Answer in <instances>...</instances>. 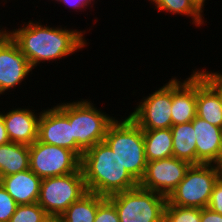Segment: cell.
Listing matches in <instances>:
<instances>
[{
	"mask_svg": "<svg viewBox=\"0 0 222 222\" xmlns=\"http://www.w3.org/2000/svg\"><path fill=\"white\" fill-rule=\"evenodd\" d=\"M201 209L196 207H179L168 201L164 208V222H201Z\"/></svg>",
	"mask_w": 222,
	"mask_h": 222,
	"instance_id": "cell-23",
	"label": "cell"
},
{
	"mask_svg": "<svg viewBox=\"0 0 222 222\" xmlns=\"http://www.w3.org/2000/svg\"><path fill=\"white\" fill-rule=\"evenodd\" d=\"M219 177L220 168L217 165H191L167 201L179 207L207 208Z\"/></svg>",
	"mask_w": 222,
	"mask_h": 222,
	"instance_id": "cell-5",
	"label": "cell"
},
{
	"mask_svg": "<svg viewBox=\"0 0 222 222\" xmlns=\"http://www.w3.org/2000/svg\"><path fill=\"white\" fill-rule=\"evenodd\" d=\"M196 116L222 128V100L217 91L197 71Z\"/></svg>",
	"mask_w": 222,
	"mask_h": 222,
	"instance_id": "cell-17",
	"label": "cell"
},
{
	"mask_svg": "<svg viewBox=\"0 0 222 222\" xmlns=\"http://www.w3.org/2000/svg\"><path fill=\"white\" fill-rule=\"evenodd\" d=\"M94 222H120L114 204L107 197L98 195V208Z\"/></svg>",
	"mask_w": 222,
	"mask_h": 222,
	"instance_id": "cell-25",
	"label": "cell"
},
{
	"mask_svg": "<svg viewBox=\"0 0 222 222\" xmlns=\"http://www.w3.org/2000/svg\"><path fill=\"white\" fill-rule=\"evenodd\" d=\"M201 222H222V215L213 212L208 207L201 209Z\"/></svg>",
	"mask_w": 222,
	"mask_h": 222,
	"instance_id": "cell-30",
	"label": "cell"
},
{
	"mask_svg": "<svg viewBox=\"0 0 222 222\" xmlns=\"http://www.w3.org/2000/svg\"><path fill=\"white\" fill-rule=\"evenodd\" d=\"M41 112L38 123V141L73 151L80 159L84 151L73 138L69 119L54 105Z\"/></svg>",
	"mask_w": 222,
	"mask_h": 222,
	"instance_id": "cell-11",
	"label": "cell"
},
{
	"mask_svg": "<svg viewBox=\"0 0 222 222\" xmlns=\"http://www.w3.org/2000/svg\"><path fill=\"white\" fill-rule=\"evenodd\" d=\"M20 28L12 29V40L26 56L31 67L40 63L65 59L87 46L86 30L65 27H50L46 24L28 21Z\"/></svg>",
	"mask_w": 222,
	"mask_h": 222,
	"instance_id": "cell-1",
	"label": "cell"
},
{
	"mask_svg": "<svg viewBox=\"0 0 222 222\" xmlns=\"http://www.w3.org/2000/svg\"><path fill=\"white\" fill-rule=\"evenodd\" d=\"M29 169L41 179L77 172L81 159L71 150L36 140L29 145Z\"/></svg>",
	"mask_w": 222,
	"mask_h": 222,
	"instance_id": "cell-8",
	"label": "cell"
},
{
	"mask_svg": "<svg viewBox=\"0 0 222 222\" xmlns=\"http://www.w3.org/2000/svg\"><path fill=\"white\" fill-rule=\"evenodd\" d=\"M56 107L69 119L73 138L84 152L104 141L108 126L116 119L98 109L90 99L63 102Z\"/></svg>",
	"mask_w": 222,
	"mask_h": 222,
	"instance_id": "cell-4",
	"label": "cell"
},
{
	"mask_svg": "<svg viewBox=\"0 0 222 222\" xmlns=\"http://www.w3.org/2000/svg\"><path fill=\"white\" fill-rule=\"evenodd\" d=\"M155 9L170 14H178L192 18V24L196 27L204 25L203 14L189 0H148ZM203 17V18H202Z\"/></svg>",
	"mask_w": 222,
	"mask_h": 222,
	"instance_id": "cell-22",
	"label": "cell"
},
{
	"mask_svg": "<svg viewBox=\"0 0 222 222\" xmlns=\"http://www.w3.org/2000/svg\"><path fill=\"white\" fill-rule=\"evenodd\" d=\"M55 1L59 2V4L60 3L64 4L65 7L68 6V8H71V9L75 10L76 12H78L77 10H80L81 12H84V10H85L84 8H86V9L88 7L92 8L94 3H95L94 2L95 0H55Z\"/></svg>",
	"mask_w": 222,
	"mask_h": 222,
	"instance_id": "cell-29",
	"label": "cell"
},
{
	"mask_svg": "<svg viewBox=\"0 0 222 222\" xmlns=\"http://www.w3.org/2000/svg\"><path fill=\"white\" fill-rule=\"evenodd\" d=\"M80 168L88 192L109 197L138 187L105 141L95 144L81 157Z\"/></svg>",
	"mask_w": 222,
	"mask_h": 222,
	"instance_id": "cell-2",
	"label": "cell"
},
{
	"mask_svg": "<svg viewBox=\"0 0 222 222\" xmlns=\"http://www.w3.org/2000/svg\"><path fill=\"white\" fill-rule=\"evenodd\" d=\"M219 179L222 181V169H220V177Z\"/></svg>",
	"mask_w": 222,
	"mask_h": 222,
	"instance_id": "cell-36",
	"label": "cell"
},
{
	"mask_svg": "<svg viewBox=\"0 0 222 222\" xmlns=\"http://www.w3.org/2000/svg\"><path fill=\"white\" fill-rule=\"evenodd\" d=\"M29 166V145L11 141L0 145V179L28 170Z\"/></svg>",
	"mask_w": 222,
	"mask_h": 222,
	"instance_id": "cell-18",
	"label": "cell"
},
{
	"mask_svg": "<svg viewBox=\"0 0 222 222\" xmlns=\"http://www.w3.org/2000/svg\"><path fill=\"white\" fill-rule=\"evenodd\" d=\"M115 206L120 222H164L167 198L141 187L107 197Z\"/></svg>",
	"mask_w": 222,
	"mask_h": 222,
	"instance_id": "cell-6",
	"label": "cell"
},
{
	"mask_svg": "<svg viewBox=\"0 0 222 222\" xmlns=\"http://www.w3.org/2000/svg\"><path fill=\"white\" fill-rule=\"evenodd\" d=\"M18 204L0 184V222H9Z\"/></svg>",
	"mask_w": 222,
	"mask_h": 222,
	"instance_id": "cell-26",
	"label": "cell"
},
{
	"mask_svg": "<svg viewBox=\"0 0 222 222\" xmlns=\"http://www.w3.org/2000/svg\"><path fill=\"white\" fill-rule=\"evenodd\" d=\"M42 179L30 169L4 176L0 184L18 205L33 204L38 201Z\"/></svg>",
	"mask_w": 222,
	"mask_h": 222,
	"instance_id": "cell-16",
	"label": "cell"
},
{
	"mask_svg": "<svg viewBox=\"0 0 222 222\" xmlns=\"http://www.w3.org/2000/svg\"><path fill=\"white\" fill-rule=\"evenodd\" d=\"M196 70L202 75V77L217 91L222 100V72L203 70V68Z\"/></svg>",
	"mask_w": 222,
	"mask_h": 222,
	"instance_id": "cell-27",
	"label": "cell"
},
{
	"mask_svg": "<svg viewBox=\"0 0 222 222\" xmlns=\"http://www.w3.org/2000/svg\"><path fill=\"white\" fill-rule=\"evenodd\" d=\"M8 111L1 113L10 141L32 145L38 139V123L42 111L35 113L28 107L23 109L13 107Z\"/></svg>",
	"mask_w": 222,
	"mask_h": 222,
	"instance_id": "cell-14",
	"label": "cell"
},
{
	"mask_svg": "<svg viewBox=\"0 0 222 222\" xmlns=\"http://www.w3.org/2000/svg\"><path fill=\"white\" fill-rule=\"evenodd\" d=\"M220 169H222V150H221V154H220V158L218 161V165H217Z\"/></svg>",
	"mask_w": 222,
	"mask_h": 222,
	"instance_id": "cell-35",
	"label": "cell"
},
{
	"mask_svg": "<svg viewBox=\"0 0 222 222\" xmlns=\"http://www.w3.org/2000/svg\"><path fill=\"white\" fill-rule=\"evenodd\" d=\"M172 78L168 83L143 97L129 113V117L142 130H157L172 126Z\"/></svg>",
	"mask_w": 222,
	"mask_h": 222,
	"instance_id": "cell-9",
	"label": "cell"
},
{
	"mask_svg": "<svg viewBox=\"0 0 222 222\" xmlns=\"http://www.w3.org/2000/svg\"><path fill=\"white\" fill-rule=\"evenodd\" d=\"M10 142V139L8 137L5 124L3 121L2 113L0 111V145L6 144Z\"/></svg>",
	"mask_w": 222,
	"mask_h": 222,
	"instance_id": "cell-32",
	"label": "cell"
},
{
	"mask_svg": "<svg viewBox=\"0 0 222 222\" xmlns=\"http://www.w3.org/2000/svg\"><path fill=\"white\" fill-rule=\"evenodd\" d=\"M192 125L196 135V165H218L222 150V128L197 116Z\"/></svg>",
	"mask_w": 222,
	"mask_h": 222,
	"instance_id": "cell-15",
	"label": "cell"
},
{
	"mask_svg": "<svg viewBox=\"0 0 222 222\" xmlns=\"http://www.w3.org/2000/svg\"><path fill=\"white\" fill-rule=\"evenodd\" d=\"M147 162L173 157V139L170 128L143 130Z\"/></svg>",
	"mask_w": 222,
	"mask_h": 222,
	"instance_id": "cell-20",
	"label": "cell"
},
{
	"mask_svg": "<svg viewBox=\"0 0 222 222\" xmlns=\"http://www.w3.org/2000/svg\"><path fill=\"white\" fill-rule=\"evenodd\" d=\"M33 68L17 44L11 40L0 51V96L26 79ZM5 92V93H4Z\"/></svg>",
	"mask_w": 222,
	"mask_h": 222,
	"instance_id": "cell-12",
	"label": "cell"
},
{
	"mask_svg": "<svg viewBox=\"0 0 222 222\" xmlns=\"http://www.w3.org/2000/svg\"><path fill=\"white\" fill-rule=\"evenodd\" d=\"M203 15L206 0H189Z\"/></svg>",
	"mask_w": 222,
	"mask_h": 222,
	"instance_id": "cell-33",
	"label": "cell"
},
{
	"mask_svg": "<svg viewBox=\"0 0 222 222\" xmlns=\"http://www.w3.org/2000/svg\"><path fill=\"white\" fill-rule=\"evenodd\" d=\"M6 28H0V51L12 40V30Z\"/></svg>",
	"mask_w": 222,
	"mask_h": 222,
	"instance_id": "cell-31",
	"label": "cell"
},
{
	"mask_svg": "<svg viewBox=\"0 0 222 222\" xmlns=\"http://www.w3.org/2000/svg\"><path fill=\"white\" fill-rule=\"evenodd\" d=\"M50 216L36 202L18 205L9 222H47Z\"/></svg>",
	"mask_w": 222,
	"mask_h": 222,
	"instance_id": "cell-24",
	"label": "cell"
},
{
	"mask_svg": "<svg viewBox=\"0 0 222 222\" xmlns=\"http://www.w3.org/2000/svg\"><path fill=\"white\" fill-rule=\"evenodd\" d=\"M47 222H62L59 218L56 217H50Z\"/></svg>",
	"mask_w": 222,
	"mask_h": 222,
	"instance_id": "cell-34",
	"label": "cell"
},
{
	"mask_svg": "<svg viewBox=\"0 0 222 222\" xmlns=\"http://www.w3.org/2000/svg\"><path fill=\"white\" fill-rule=\"evenodd\" d=\"M81 168L74 173L44 178L37 203L50 217L58 218L73 202L87 193Z\"/></svg>",
	"mask_w": 222,
	"mask_h": 222,
	"instance_id": "cell-7",
	"label": "cell"
},
{
	"mask_svg": "<svg viewBox=\"0 0 222 222\" xmlns=\"http://www.w3.org/2000/svg\"><path fill=\"white\" fill-rule=\"evenodd\" d=\"M104 141L139 183L147 165L143 130L129 116L117 118L108 126Z\"/></svg>",
	"mask_w": 222,
	"mask_h": 222,
	"instance_id": "cell-3",
	"label": "cell"
},
{
	"mask_svg": "<svg viewBox=\"0 0 222 222\" xmlns=\"http://www.w3.org/2000/svg\"><path fill=\"white\" fill-rule=\"evenodd\" d=\"M208 208L222 215V181L220 179L213 187Z\"/></svg>",
	"mask_w": 222,
	"mask_h": 222,
	"instance_id": "cell-28",
	"label": "cell"
},
{
	"mask_svg": "<svg viewBox=\"0 0 222 222\" xmlns=\"http://www.w3.org/2000/svg\"><path fill=\"white\" fill-rule=\"evenodd\" d=\"M98 208V194L87 192L73 202L58 218L62 222H94Z\"/></svg>",
	"mask_w": 222,
	"mask_h": 222,
	"instance_id": "cell-21",
	"label": "cell"
},
{
	"mask_svg": "<svg viewBox=\"0 0 222 222\" xmlns=\"http://www.w3.org/2000/svg\"><path fill=\"white\" fill-rule=\"evenodd\" d=\"M190 166L189 162L175 157L149 161L138 186L168 198L184 179Z\"/></svg>",
	"mask_w": 222,
	"mask_h": 222,
	"instance_id": "cell-10",
	"label": "cell"
},
{
	"mask_svg": "<svg viewBox=\"0 0 222 222\" xmlns=\"http://www.w3.org/2000/svg\"><path fill=\"white\" fill-rule=\"evenodd\" d=\"M197 70L186 79H177L172 76V126L188 123L194 120L197 114Z\"/></svg>",
	"mask_w": 222,
	"mask_h": 222,
	"instance_id": "cell-13",
	"label": "cell"
},
{
	"mask_svg": "<svg viewBox=\"0 0 222 222\" xmlns=\"http://www.w3.org/2000/svg\"><path fill=\"white\" fill-rule=\"evenodd\" d=\"M173 157L196 165V135L192 121L171 126Z\"/></svg>",
	"mask_w": 222,
	"mask_h": 222,
	"instance_id": "cell-19",
	"label": "cell"
}]
</instances>
